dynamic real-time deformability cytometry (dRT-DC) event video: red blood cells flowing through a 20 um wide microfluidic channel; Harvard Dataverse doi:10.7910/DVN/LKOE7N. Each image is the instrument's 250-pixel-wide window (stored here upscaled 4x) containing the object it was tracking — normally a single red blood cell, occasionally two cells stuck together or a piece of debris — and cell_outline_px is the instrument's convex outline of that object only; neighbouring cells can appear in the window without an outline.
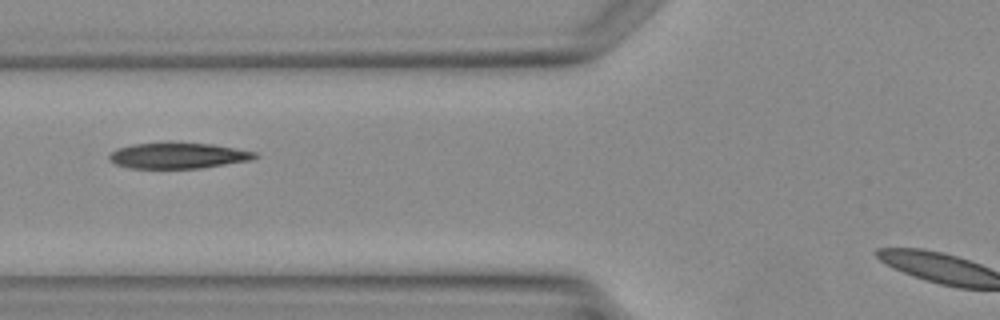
{"species": "Egyptian fruit bat (a non-hibernating species)", "species_latin": "Rousettus aegyptiacus", "temperature_condition": "warm", "stored_images_in_passage": 3, "camera_frame_rate_fps": 3000, "um_per_image_px": 0.085, "animal": {"sex": "female"}, "frame": {"image": 1, "passage_image": 3, "time_ms": 2.333, "image_size_px": [1000, 320], "cell_outline_px": [[260, 156], [248, 160], [200, 168], [128, 168], [116, 164], [108, 160], [108, 156], [116, 148], [132, 144], [212, 144], [256, 152]], "centroid_in_image_um": [15.09, 13.24], "position_along_channel_um": 110.7, "area_um2": 21.33}}